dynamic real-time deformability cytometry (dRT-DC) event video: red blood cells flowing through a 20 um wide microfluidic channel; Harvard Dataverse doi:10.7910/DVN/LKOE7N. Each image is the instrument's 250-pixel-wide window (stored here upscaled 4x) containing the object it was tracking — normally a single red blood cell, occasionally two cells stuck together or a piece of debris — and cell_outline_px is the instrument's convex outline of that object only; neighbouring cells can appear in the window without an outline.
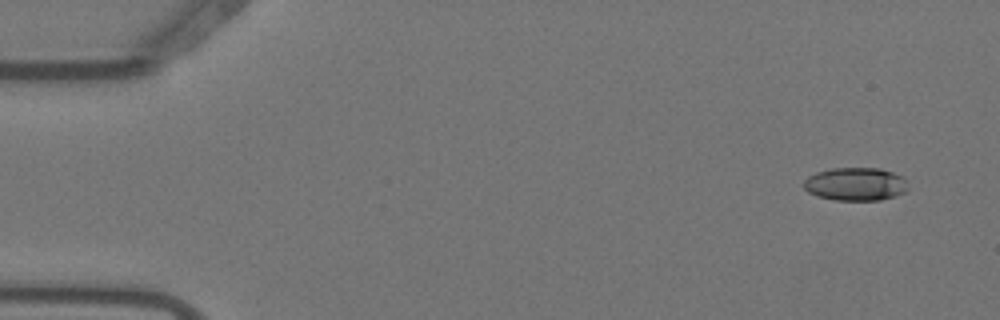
{"species": "Egyptian fruit bat (a non-hibernating species)", "species_latin": "Rousettus aegyptiacus", "temperature_condition": "warm", "stored_images_in_passage": 6, "segment_of_instrument_passage": [1, 2], "camera_frame_rate_fps": 3000, "um_per_image_px": 0.085, "animal": {"sex": "female"}, "frame": {"image": 1, "passage_image": 1, "time_ms": 0.0, "image_size_px": [1000, 320], "cell_outline_px": [[908, 192], [896, 196], [880, 200], [836, 200], [816, 196], [808, 192], [800, 184], [808, 176], [816, 172], [832, 168], [880, 168], [904, 176], [908, 180]], "centroid_in_image_um": [72.75, 15.65], "position_along_channel_um": 12.3, "area_um2": 20.63}}